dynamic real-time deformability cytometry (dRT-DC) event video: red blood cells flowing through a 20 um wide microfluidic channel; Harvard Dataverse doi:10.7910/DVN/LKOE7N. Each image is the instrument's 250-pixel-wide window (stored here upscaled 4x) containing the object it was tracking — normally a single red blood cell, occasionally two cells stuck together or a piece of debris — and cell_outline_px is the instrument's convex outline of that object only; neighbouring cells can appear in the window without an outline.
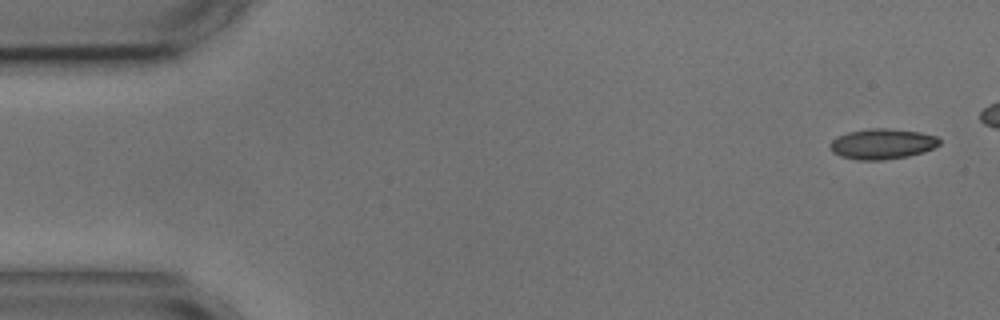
{"species": "common noctule bat (a hibernating species)", "species_latin": "Nyctalus noctula", "temperature_condition": "cold", "stored_images_in_passage": 6, "camera_frame_rate_fps": 3000, "um_per_image_px": 0.085, "animal": {"sex": "male", "body_mass_g": 17.9, "forearm_length_mm": 54.2}, "frame": {"image": 1, "passage_image": 1, "time_ms": 0.0, "image_size_px": [1000, 320], "cell_outline_px": [[940, 144], [924, 152], [908, 156], [880, 160], [856, 160], [840, 156], [832, 152], [828, 148], [828, 144], [836, 136], [848, 132], [868, 128], [888, 128], [920, 132], [936, 136], [940, 140]], "centroid_in_image_um": [74.94, 12.23], "position_along_channel_um": 10.1, "area_um2": 19.59}}
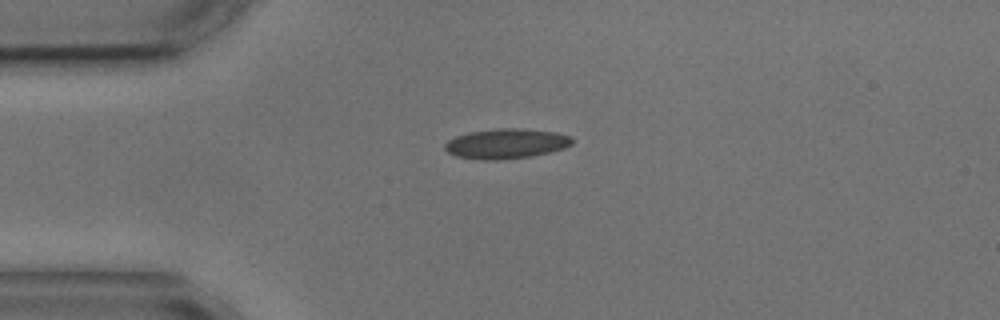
{"frame": {"image": 2, "passage_image": 4, "time_ms": 5.667, "image_size_px": [1000, 320], "cell_outline_px": [[572, 144], [564, 148], [532, 156], [496, 160], [480, 160], [456, 156], [448, 152], [444, 148], [444, 144], [448, 140], [456, 136], [468, 132], [504, 128], [520, 128], [556, 132], [572, 136]], "centroid_in_image_um": [43.02, 12.21], "position_along_channel_um": 42.0, "area_um2": 22.2}}